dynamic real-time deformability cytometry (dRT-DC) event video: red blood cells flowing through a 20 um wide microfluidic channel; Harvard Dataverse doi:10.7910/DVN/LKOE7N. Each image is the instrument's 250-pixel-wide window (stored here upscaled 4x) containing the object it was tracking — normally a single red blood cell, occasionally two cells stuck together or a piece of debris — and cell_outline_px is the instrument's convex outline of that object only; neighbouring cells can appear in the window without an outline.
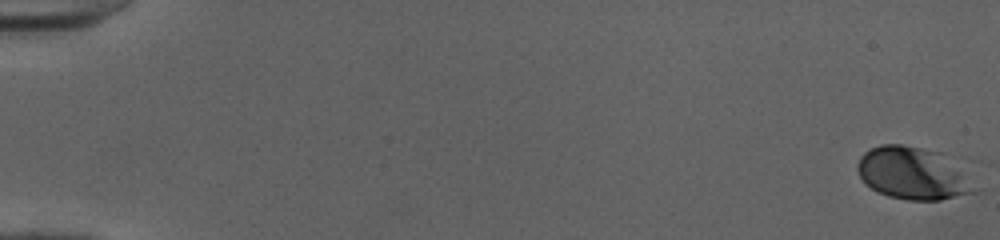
{"species": "human", "species_latin": "Homo sapiens", "temperature_condition": "cold", "stored_images_in_passage": 53, "camera_frame_rate_fps": 3000, "um_per_image_px": 0.085, "donor": {"sex": "female"}, "frame": {"image": 1, "passage_image": 1, "time_ms": 0.0, "image_size_px": [1000, 240], "cell_outline_px": [[980, 188], [976, 192], [940, 200], [908, 200], [888, 196], [876, 192], [864, 184], [856, 168], [856, 164], [860, 156], [868, 148], [880, 144], [900, 144], [944, 152]], "centroid_in_image_um": [77.59, 14.73], "position_along_channel_um": 7.4, "area_um2": 36.47}}
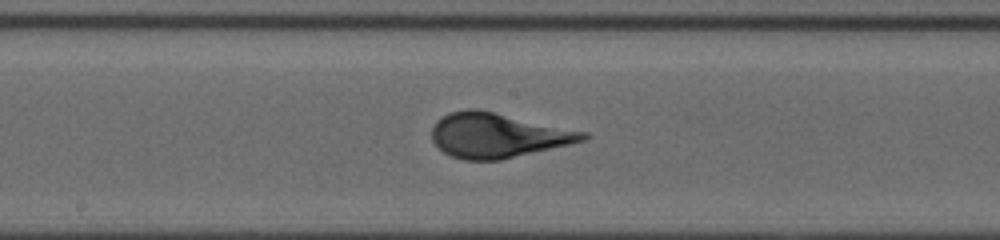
{"frame": {"image": 2, "passage_image": 30, "time_ms": 9.667, "image_size_px": [1000, 240], "cell_outline_px": [[592, 136], [588, 140], [500, 160], [464, 160], [452, 156], [444, 152], [432, 140], [432, 128], [436, 120], [440, 116], [448, 112], [468, 108], [476, 108], [588, 132]], "centroid_in_image_um": [42.32, 11.49], "position_along_channel_um": 205.9, "area_um2": 39.54}}
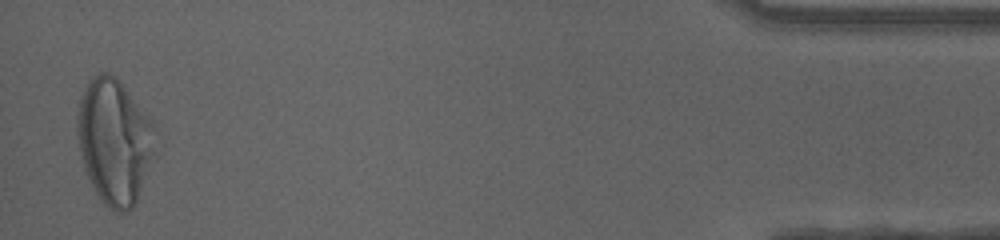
{"frame": {"image": 3, "passage_image": 52, "time_ms": 17.0, "image_size_px": [1000, 240], "cell_outline_px": [[156, 128], [152, 152], [136, 200], [132, 208], [124, 212], [116, 212], [108, 208], [100, 200], [92, 188], [84, 168], [80, 152], [76, 132], [76, 112], [80, 96], [88, 80], [92, 76], [100, 72], [108, 72], [116, 76], [120, 80], [152, 120]], "centroid_in_image_um": [9.66, 11.95], "position_along_channel_um": 425.5, "area_um2": 56.82}}